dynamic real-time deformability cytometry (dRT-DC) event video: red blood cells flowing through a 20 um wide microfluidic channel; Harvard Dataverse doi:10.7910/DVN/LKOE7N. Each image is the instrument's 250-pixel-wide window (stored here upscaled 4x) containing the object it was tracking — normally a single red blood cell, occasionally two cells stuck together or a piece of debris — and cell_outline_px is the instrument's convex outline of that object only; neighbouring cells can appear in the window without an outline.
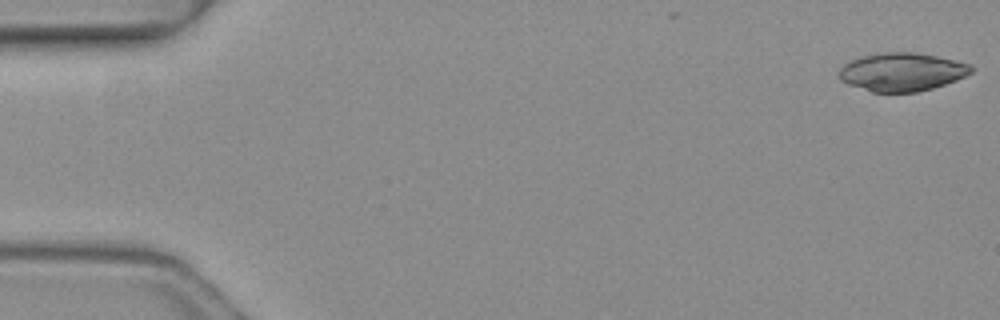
{"species": "common noctule bat (a hibernating species)", "species_latin": "Nyctalus noctula", "temperature_condition": "warm", "stored_images_in_passage": 4, "camera_frame_rate_fps": 3000, "um_per_image_px": 0.085, "animal": {"sex": "female", "body_mass_g": 19.3, "forearm_length_mm": 54.1}, "frame": {"image": 1, "passage_image": 1, "time_ms": 0.0, "image_size_px": [1000, 320], "cell_outline_px": [[972, 72], [956, 80], [932, 88], [916, 92], [872, 92], [848, 84], [840, 80], [840, 68], [844, 64], [860, 56], [880, 52], [916, 52], [936, 56], [972, 64]], "centroid_in_image_um": [76.66, 6.1], "position_along_channel_um": 8.3, "area_um2": 29.42}}